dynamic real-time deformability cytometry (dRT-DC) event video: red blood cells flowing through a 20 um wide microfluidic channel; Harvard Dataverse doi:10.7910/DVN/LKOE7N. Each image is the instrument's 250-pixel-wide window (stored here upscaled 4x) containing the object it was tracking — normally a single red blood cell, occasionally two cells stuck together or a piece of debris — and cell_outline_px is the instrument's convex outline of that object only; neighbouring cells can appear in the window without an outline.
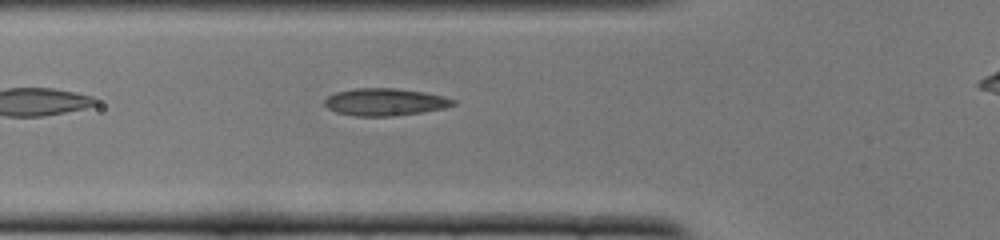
{"species": "common noctule bat (a hibernating species)", "species_latin": "Nyctalus noctula", "temperature_condition": "cold", "stored_images_in_passage": 31, "camera_frame_rate_fps": 3000, "um_per_image_px": 0.085, "animal": {"sex": "female", "body_mass_g": 22.0, "forearm_length_mm": 56.7}, "frame": {"image": 1, "passage_image": 3, "time_ms": 0.667, "image_size_px": [1000, 240], "cell_outline_px": [[456, 104], [444, 108], [420, 112], [392, 116], [356, 116], [336, 112], [328, 108], [324, 104], [324, 100], [328, 96], [336, 92], [356, 88], [392, 88], [424, 92], [444, 96], [456, 100]], "centroid_in_image_um": [32.72, 8.67], "position_along_channel_um": 93.1, "area_um2": 20.35}}
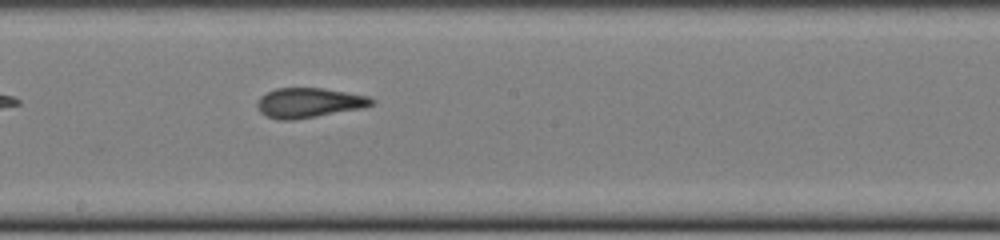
{"frame": {"image": 2, "passage_image": 13, "time_ms": 4.0, "image_size_px": [1000, 240], "cell_outline_px": [[376, 100], [372, 104], [364, 108], [292, 120], [280, 120], [268, 116], [260, 112], [256, 104], [260, 96], [276, 88], [324, 88], [368, 96]], "centroid_in_image_um": [26.27, 8.73], "position_along_channel_um": 221.9, "area_um2": 19.77}}
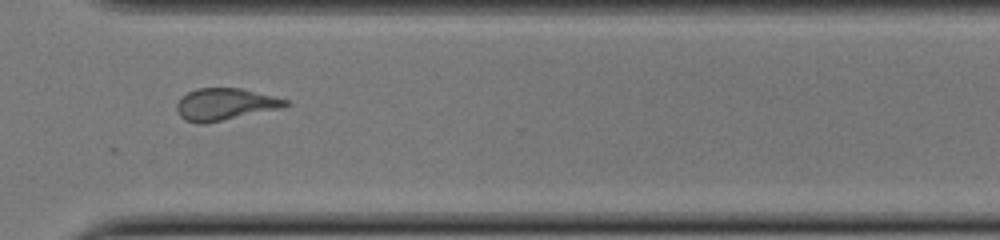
{"frame": {"image": 3, "passage_image": 23, "time_ms": 7.333, "image_size_px": [1000, 240], "cell_outline_px": [[292, 104], [284, 108], [204, 124], [196, 124], [184, 120], [180, 116], [176, 108], [176, 104], [188, 92], [196, 88], [240, 88], [288, 100]], "centroid_in_image_um": [19.14, 8.88], "position_along_channel_um": 351.5, "area_um2": 20.35}, "authors_computed_cell_mechanics": {"area_um2": 19.7676, "velocity_mm_per_s": 3.8612, "shape_relaxation_time_tau1_ms": null, "shape_relaxation_time_tau2_ms": 2.1027, "deformation_change_tau1": null, "deformation_change_tau2": 0.0842}}